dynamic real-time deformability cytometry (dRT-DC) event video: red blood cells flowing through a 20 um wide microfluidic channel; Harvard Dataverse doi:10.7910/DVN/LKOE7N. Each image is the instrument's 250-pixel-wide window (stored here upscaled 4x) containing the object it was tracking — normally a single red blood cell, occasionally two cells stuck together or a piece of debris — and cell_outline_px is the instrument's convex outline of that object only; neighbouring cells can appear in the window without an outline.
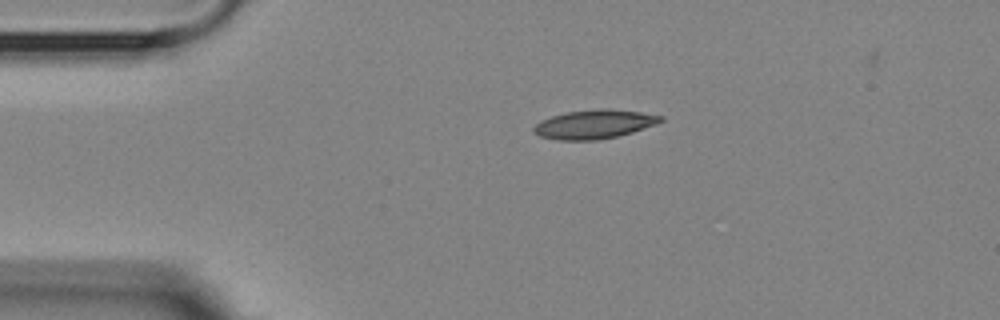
{"species": "Egyptian fruit bat (a non-hibernating species)", "species_latin": "Rousettus aegyptiacus", "temperature_condition": "room temperature", "stored_images_in_passage": 3, "camera_frame_rate_fps": 3000, "um_per_image_px": 0.085, "animal": {"sex": "female"}, "frame": {"image": 1, "passage_image": 1, "time_ms": 0.0, "image_size_px": [1000, 320], "cell_outline_px": [[664, 120], [656, 124], [632, 132], [616, 136], [596, 140], [556, 140], [540, 136], [532, 132], [532, 128], [540, 120], [552, 116], [568, 112], [596, 108], [608, 108], [640, 112], [664, 116]], "centroid_in_image_um": [50.49, 10.55], "position_along_channel_um": 34.5, "area_um2": 21.44}}